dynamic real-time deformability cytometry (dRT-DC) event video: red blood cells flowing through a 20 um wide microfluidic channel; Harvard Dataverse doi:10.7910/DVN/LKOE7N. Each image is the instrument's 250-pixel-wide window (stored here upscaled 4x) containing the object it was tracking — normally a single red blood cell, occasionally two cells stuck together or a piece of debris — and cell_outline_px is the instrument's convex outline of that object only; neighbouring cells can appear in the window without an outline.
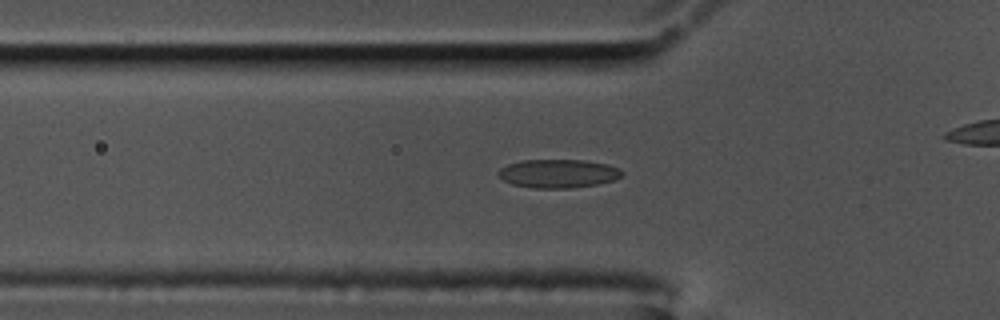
{"species": "common noctule bat (a hibernating species)", "species_latin": "Nyctalus noctula", "temperature_condition": "cold", "stored_images_in_passage": 47, "camera_frame_rate_fps": 3000, "um_per_image_px": 0.085, "animal": {"sex": "male", "body_mass_g": 17.5, "forearm_length_mm": 52.3}, "frame": {"image": 1, "passage_image": 19, "time_ms": 6.0, "image_size_px": [1000, 320], "cell_outline_px": [[624, 172], [620, 176], [612, 180], [596, 184], [572, 188], [532, 188], [512, 184], [504, 180], [496, 172], [500, 168], [508, 164], [520, 160], [584, 160], [608, 164], [620, 168]], "centroid_in_image_um": [47.43, 14.74], "position_along_channel_um": 78.4, "area_um2": 20.58}}
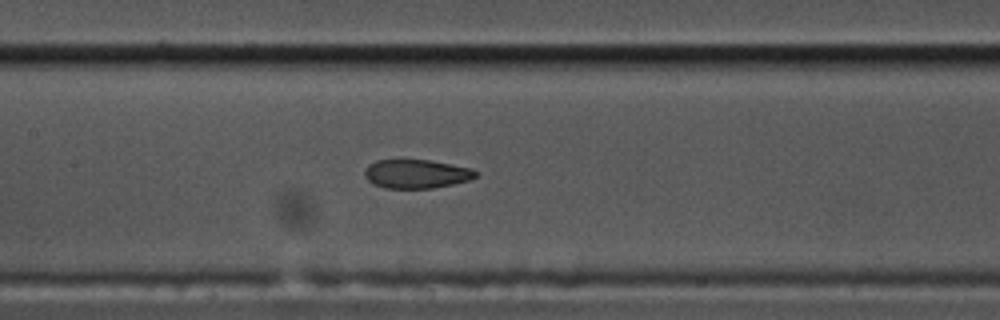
{"frame": {"image": 2, "passage_image": 27, "time_ms": 8.667, "image_size_px": [1000, 320], "cell_outline_px": [[480, 172], [476, 176], [468, 180], [452, 184], [432, 188], [384, 188], [372, 184], [364, 176], [364, 172], [368, 164], [376, 160], [428, 160], [472, 168]], "centroid_in_image_um": [35.37, 14.78], "position_along_channel_um": 172.0, "area_um2": 18.67}}
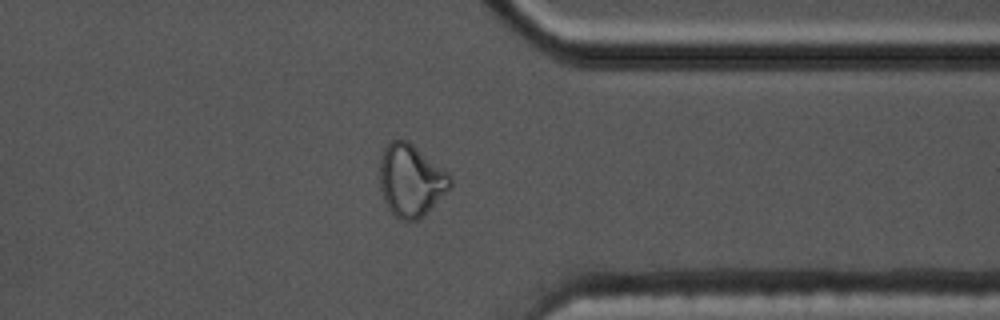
{"frame": {"image": 3, "passage_image": 45, "time_ms": 14.667, "image_size_px": [1000, 320], "cell_outline_px": [[452, 184], [416, 220], [400, 220], [388, 208], [384, 200], [380, 188], [380, 160], [384, 148], [388, 140], [408, 140], [448, 172], [452, 176]], "centroid_in_image_um": [34.88, 15.27], "position_along_channel_um": 376.5, "area_um2": 29.07}}